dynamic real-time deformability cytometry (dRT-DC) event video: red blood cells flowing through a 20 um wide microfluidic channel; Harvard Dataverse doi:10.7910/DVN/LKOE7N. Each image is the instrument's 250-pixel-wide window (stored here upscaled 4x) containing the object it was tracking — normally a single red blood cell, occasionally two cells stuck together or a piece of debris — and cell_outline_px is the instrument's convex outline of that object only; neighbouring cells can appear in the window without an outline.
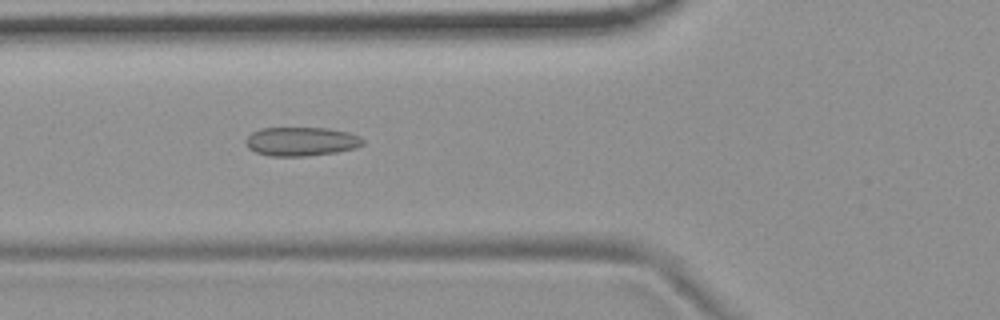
{"species": "common noctule bat (a hibernating species)", "species_latin": "Nyctalus noctula", "temperature_condition": "room temperature", "stored_images_in_passage": 5, "camera_frame_rate_fps": 3000, "um_per_image_px": 0.085, "animal": {"sex": "female", "body_mass_g": 19.9}, "frame": {"image": 1, "passage_image": 5, "time_ms": 5.333, "image_size_px": [1000, 320], "cell_outline_px": [[364, 144], [356, 148], [336, 152], [308, 156], [268, 156], [256, 152], [248, 148], [244, 140], [252, 132], [260, 128], [328, 128], [348, 132], [360, 136], [364, 140]], "centroid_in_image_um": [25.6, 12.02], "position_along_channel_um": 100.2, "area_um2": 19.88}}